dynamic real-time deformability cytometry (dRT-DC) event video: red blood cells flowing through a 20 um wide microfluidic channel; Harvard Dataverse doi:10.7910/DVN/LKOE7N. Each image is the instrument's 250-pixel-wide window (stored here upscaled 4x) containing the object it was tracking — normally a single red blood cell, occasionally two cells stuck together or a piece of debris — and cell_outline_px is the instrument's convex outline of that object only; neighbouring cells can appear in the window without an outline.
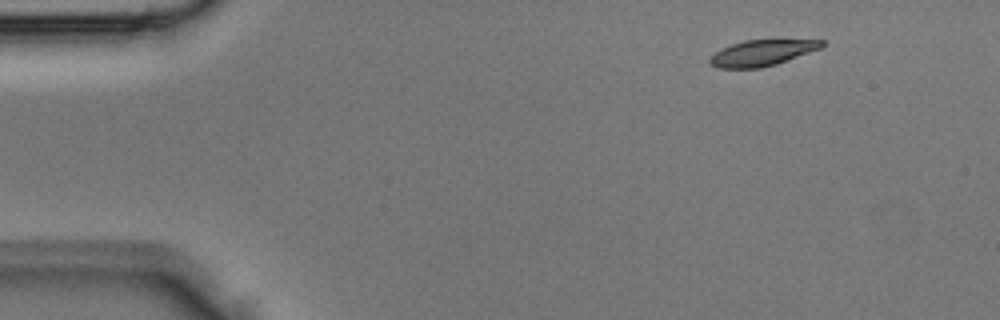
{"species": "Egyptian fruit bat (a non-hibernating species)", "species_latin": "Rousettus aegyptiacus", "temperature_condition": "room temperature", "stored_images_in_passage": 3, "camera_frame_rate_fps": 3000, "um_per_image_px": 0.085, "animal": {"sex": "male"}, "frame": {"image": 1, "passage_image": 1, "time_ms": 0.0, "image_size_px": [1000, 320], "cell_outline_px": [[824, 44], [820, 48], [776, 64], [760, 68], [716, 68], [708, 64], [708, 60], [716, 52], [732, 44], [744, 40], [824, 40]], "centroid_in_image_um": [64.72, 4.5], "position_along_channel_um": 20.3, "area_um2": 16.65}}
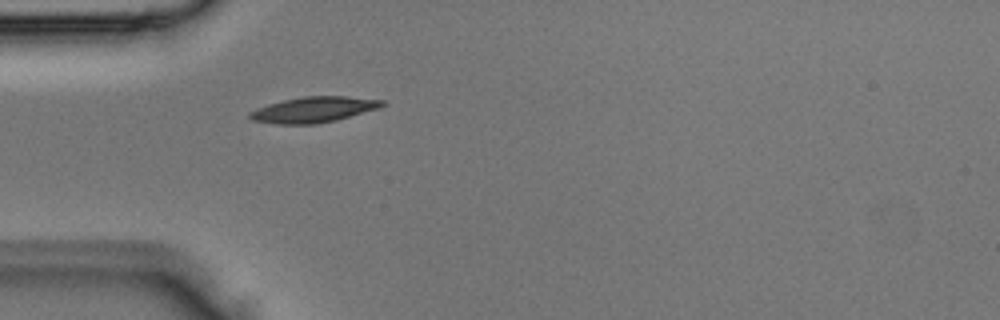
{"frame": {"image": 2, "passage_image": 3, "time_ms": 0.667, "image_size_px": [1000, 320], "cell_outline_px": [[384, 104], [380, 108], [336, 120], [316, 124], [276, 124], [252, 120], [248, 116], [248, 112], [256, 108], [268, 104], [284, 100], [304, 96], [348, 96], [384, 100]], "centroid_in_image_um": [26.65, 9.32], "position_along_channel_um": 58.4, "area_um2": 19.83}}